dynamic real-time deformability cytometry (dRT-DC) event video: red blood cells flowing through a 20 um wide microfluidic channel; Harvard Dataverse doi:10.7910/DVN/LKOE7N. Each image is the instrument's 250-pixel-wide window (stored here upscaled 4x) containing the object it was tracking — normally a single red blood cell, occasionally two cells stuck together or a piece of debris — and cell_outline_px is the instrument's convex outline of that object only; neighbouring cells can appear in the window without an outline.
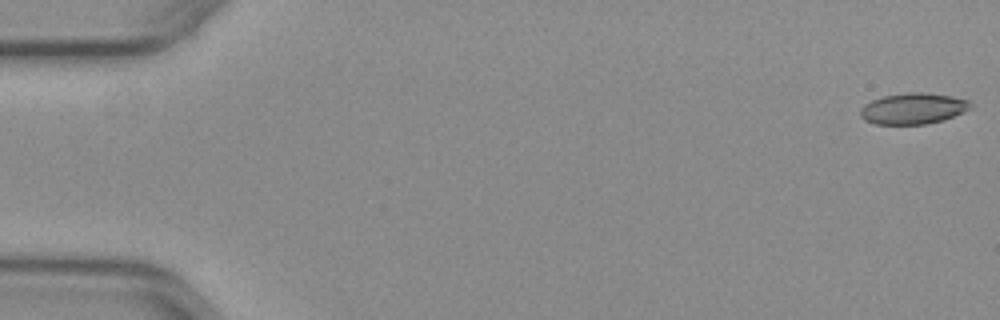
{"species": "common noctule bat (a hibernating species)", "species_latin": "Nyctalus noctula", "temperature_condition": "warm", "stored_images_in_passage": 53, "camera_frame_rate_fps": 3000, "um_per_image_px": 0.085, "animal": {"sex": "female", "body_mass_g": 29.2, "forearm_length_mm": 56.3}, "frame": {"image": 1, "passage_image": 1, "time_ms": 0.0, "image_size_px": [1000, 320], "cell_outline_px": [[972, 108], [964, 112], [944, 120], [924, 124], [876, 124], [864, 120], [860, 116], [860, 108], [864, 104], [872, 100], [884, 96], [908, 92], [920, 92], [952, 96], [968, 100], [972, 104]], "centroid_in_image_um": [77.62, 9.23], "position_along_channel_um": 7.4, "area_um2": 20.0}}
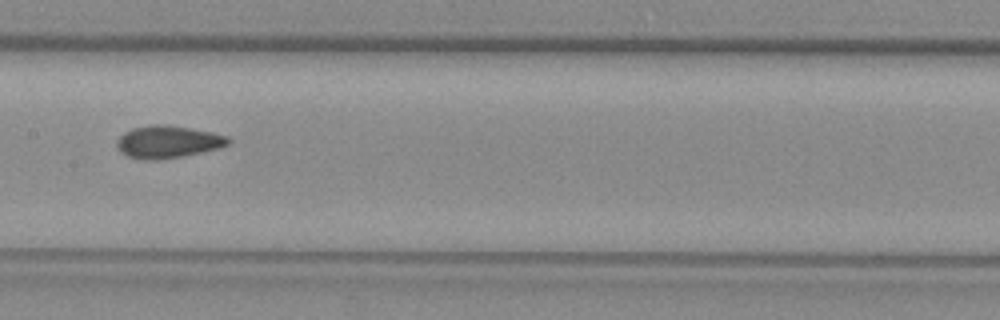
{"frame": {"image": 2, "passage_image": 27, "time_ms": 8.667, "image_size_px": [1000, 320], "cell_outline_px": [[232, 140], [228, 144], [220, 148], [184, 156], [156, 160], [144, 160], [128, 156], [120, 152], [116, 144], [116, 140], [124, 132], [132, 128], [148, 124], [164, 124], [212, 132], [228, 136]], "centroid_in_image_um": [14.26, 12.05], "position_along_channel_um": 193.1, "area_um2": 21.21}}
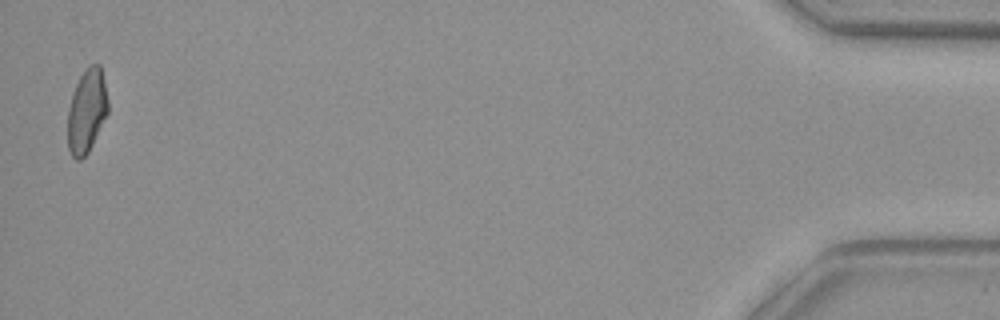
{"frame": {"image": 3, "passage_image": 52, "time_ms": 17.0, "image_size_px": [1000, 320], "cell_outline_px": [[108, 112], [88, 152], [80, 160], [76, 160], [72, 156], [68, 148], [68, 108], [76, 84], [80, 76], [88, 64], [100, 64], [104, 80], [108, 100]], "centroid_in_image_um": [7.37, 9.42], "position_along_channel_um": 427.8, "area_um2": 19.54}, "authors_computed_cell_mechanics": {"area_um2": 20.23, "velocity_mm_per_s": 3.9725, "shape_relaxation_time_tau1_ms": null, "shape_relaxation_time_tau2_ms": 1.3211, "deformation_change_tau1": null, "deformation_change_tau2": 0.074}}